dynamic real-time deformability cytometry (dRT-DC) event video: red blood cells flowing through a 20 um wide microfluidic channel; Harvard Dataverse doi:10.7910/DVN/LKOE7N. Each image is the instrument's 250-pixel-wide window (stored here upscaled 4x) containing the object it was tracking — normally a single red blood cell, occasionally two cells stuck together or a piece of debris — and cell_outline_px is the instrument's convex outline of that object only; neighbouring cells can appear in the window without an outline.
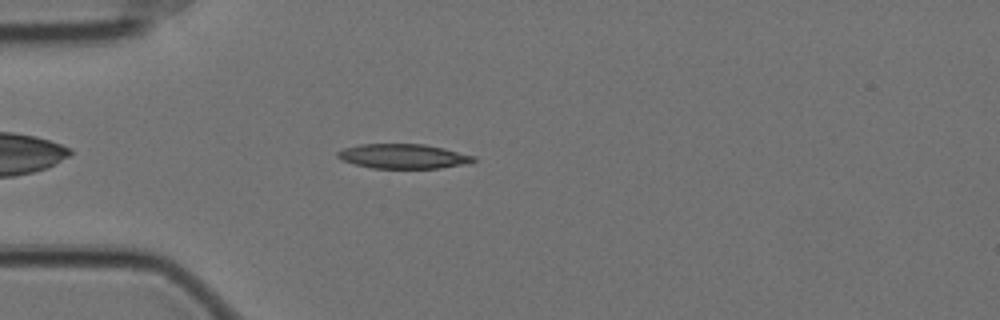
{"species": "Egyptian fruit bat (a non-hibernating species)", "species_latin": "Rousettus aegyptiacus", "temperature_condition": "cold", "stored_images_in_passage": 48, "camera_frame_rate_fps": 3000, "um_per_image_px": 0.085, "animal": {"sex": "female"}, "frame": {"image": 1, "passage_image": 6, "time_ms": 1.667, "image_size_px": [1000, 320], "cell_outline_px": [[476, 160], [460, 164], [440, 168], [372, 168], [340, 160], [336, 156], [336, 152], [344, 148], [360, 144], [424, 144], [444, 148], [476, 156]], "centroid_in_image_um": [34.23, 13.27], "position_along_channel_um": 50.8, "area_um2": 19.36}}
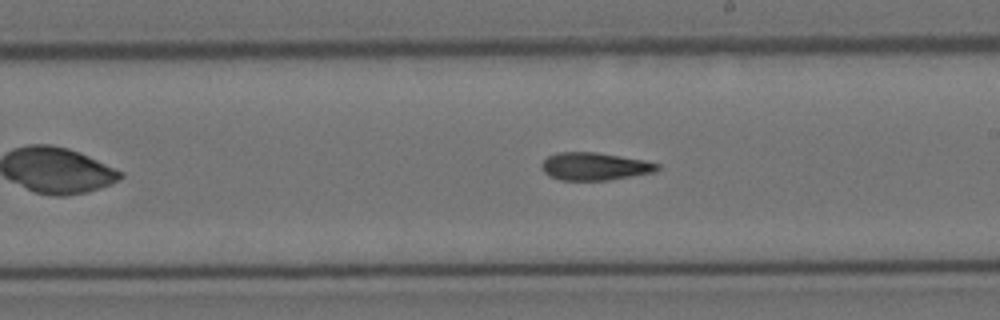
{"frame": {"image": 2, "passage_image": 23, "time_ms": 7.333, "image_size_px": [1000, 320], "cell_outline_px": [[660, 168], [656, 172], [608, 180], [560, 180], [548, 176], [540, 168], [540, 164], [548, 156], [556, 152], [596, 152], [644, 160], [660, 164]], "centroid_in_image_um": [50.52, 14.14], "position_along_channel_um": 238.5, "area_um2": 18.84}}
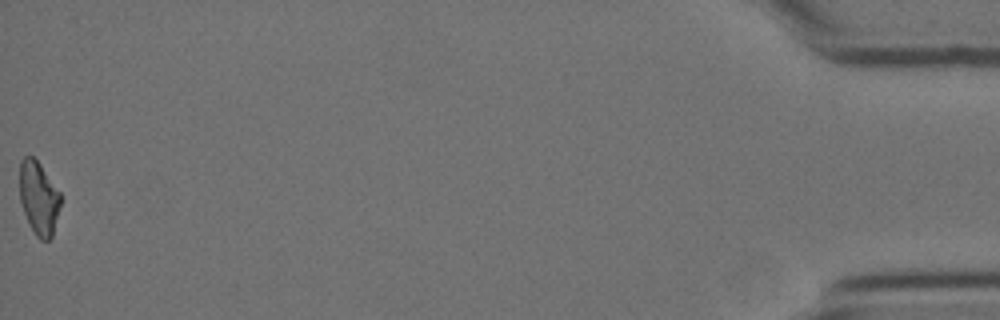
{"frame": {"image": 3, "passage_image": 48, "time_ms": 15.667, "image_size_px": [1000, 320], "cell_outline_px": [[60, 204], [52, 236], [48, 240], [40, 240], [36, 236], [28, 224], [20, 200], [20, 160], [24, 156], [32, 156], [40, 164], [60, 192]], "centroid_in_image_um": [3.28, 16.84], "position_along_channel_um": 431.9, "area_um2": 17.34}, "authors_computed_cell_mechanics": {"area_um2": 18.785, "velocity_mm_per_s": 3.5047, "shape_relaxation_time_tau1_ms": null, "shape_relaxation_time_tau2_ms": 8.8113, "deformation_change_tau1": null, "deformation_change_tau2": 0.2021}}